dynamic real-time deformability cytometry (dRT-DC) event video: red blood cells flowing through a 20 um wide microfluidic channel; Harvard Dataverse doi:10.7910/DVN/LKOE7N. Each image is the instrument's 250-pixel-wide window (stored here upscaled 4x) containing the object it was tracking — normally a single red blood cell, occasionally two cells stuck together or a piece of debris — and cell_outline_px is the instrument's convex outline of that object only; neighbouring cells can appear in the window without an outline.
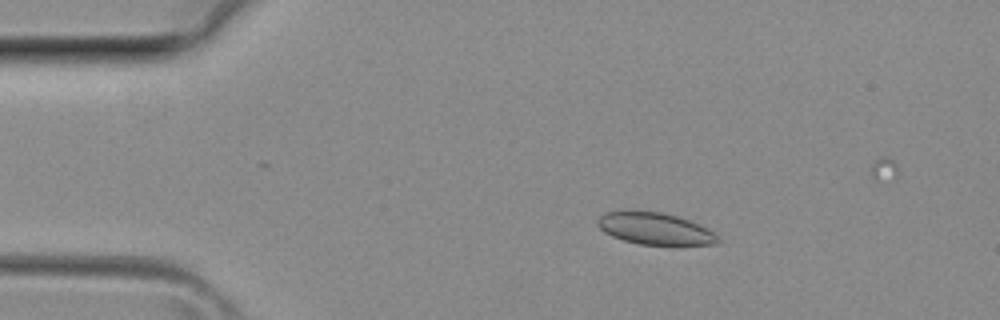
{"species": "common noctule bat (a hibernating species)", "species_latin": "Nyctalus noctula", "temperature_condition": "room temperature", "stored_images_in_passage": 33, "camera_frame_rate_fps": 3000, "um_per_image_px": 0.085, "animal": {"sex": "female", "body_mass_g": 29.2, "forearm_length_mm": 56.3}, "frame": {"image": 1, "passage_image": 6, "time_ms": 1.667, "image_size_px": [1000, 320], "cell_outline_px": [[720, 240], [716, 244], [672, 248], [640, 244], [624, 240], [612, 236], [604, 232], [596, 224], [596, 220], [604, 212], [660, 212], [676, 216], [688, 220], [708, 228]], "centroid_in_image_um": [55.73, 19.51], "position_along_channel_um": 29.3, "area_um2": 22.83}}
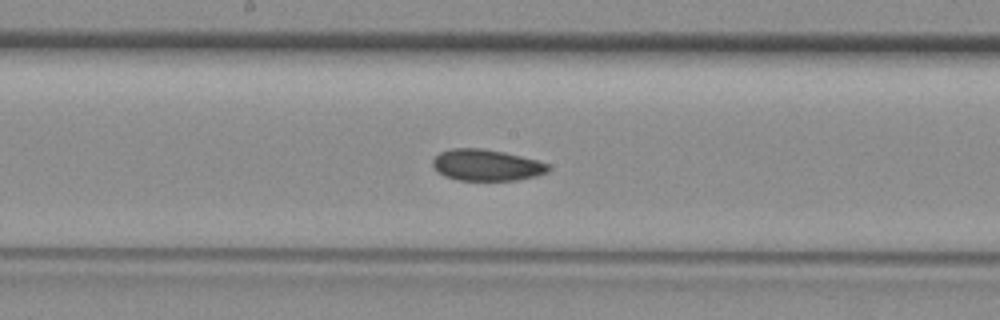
{"frame": {"image": 2, "passage_image": 19, "time_ms": 6.0, "image_size_px": [1000, 320], "cell_outline_px": [[548, 172], [536, 176], [516, 180], [456, 180], [444, 176], [432, 164], [432, 160], [440, 152], [452, 148], [480, 148], [504, 152], [536, 160], [548, 164]], "centroid_in_image_um": [41.33, 14.03], "position_along_channel_um": 206.9, "area_um2": 20.92}}
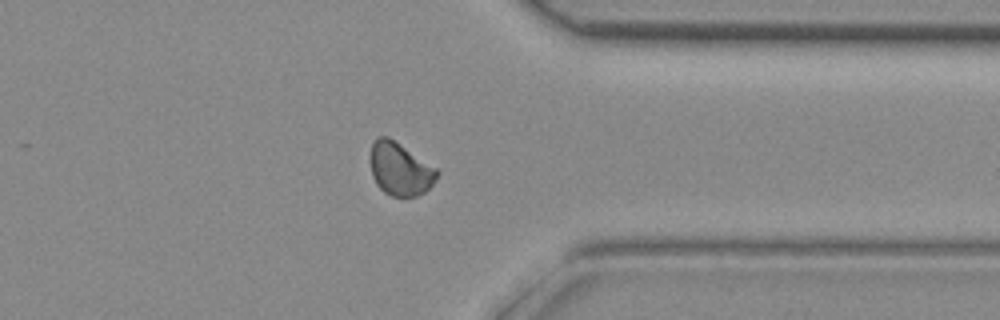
{"frame": {"image": 3, "passage_image": 29, "time_ms": 9.333, "image_size_px": [1000, 320], "cell_outline_px": [[440, 172], [436, 180], [424, 192], [416, 196], [392, 196], [384, 192], [376, 184], [372, 176], [372, 144], [376, 136], [388, 136], [436, 168]], "centroid_in_image_um": [34.01, 14.37], "position_along_channel_um": 377.4, "area_um2": 20.23}}